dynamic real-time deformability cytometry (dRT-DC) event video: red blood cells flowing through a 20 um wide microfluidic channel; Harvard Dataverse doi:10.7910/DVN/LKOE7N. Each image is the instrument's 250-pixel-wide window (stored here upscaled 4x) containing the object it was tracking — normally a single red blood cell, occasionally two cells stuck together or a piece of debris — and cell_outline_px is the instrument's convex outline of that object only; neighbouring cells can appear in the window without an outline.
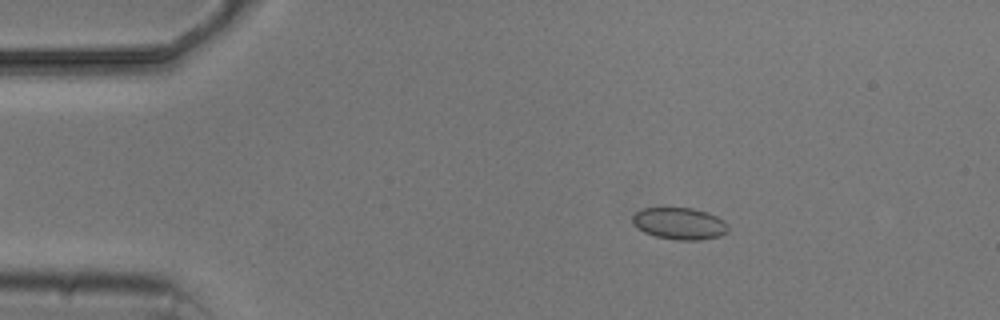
{"species": "common noctule bat (a hibernating species)", "species_latin": "Nyctalus noctula", "temperature_condition": "cold", "stored_images_in_passage": 4, "camera_frame_rate_fps": 3000, "um_per_image_px": 0.085, "animal": {"sex": "male", "body_mass_g": 20.5, "forearm_length_mm": 52.5}, "frame": {"image": 1, "passage_image": 2, "time_ms": 1.333, "image_size_px": [1000, 320], "cell_outline_px": [[728, 232], [720, 236], [700, 240], [680, 240], [656, 236], [644, 232], [632, 224], [632, 216], [636, 212], [644, 208], [692, 208], [708, 212], [724, 220], [728, 224]], "centroid_in_image_um": [57.78, 19.0], "position_along_channel_um": 27.2, "area_um2": 17.8}}
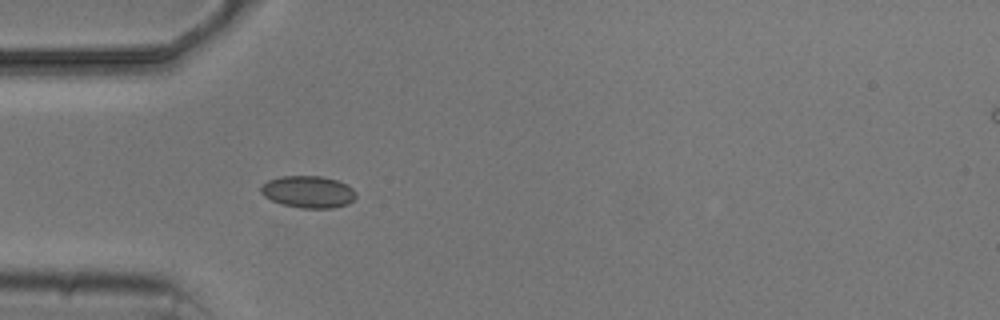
{"frame": {"image": 2, "passage_image": 4, "time_ms": 3.667, "image_size_px": [1000, 320], "cell_outline_px": [[356, 196], [348, 204], [332, 208], [300, 208], [284, 204], [272, 200], [264, 196], [260, 192], [260, 188], [268, 180], [280, 176], [320, 176], [336, 180], [348, 184], [356, 192]], "centroid_in_image_um": [26.21, 16.3], "position_along_channel_um": 58.8, "area_um2": 17.69}}